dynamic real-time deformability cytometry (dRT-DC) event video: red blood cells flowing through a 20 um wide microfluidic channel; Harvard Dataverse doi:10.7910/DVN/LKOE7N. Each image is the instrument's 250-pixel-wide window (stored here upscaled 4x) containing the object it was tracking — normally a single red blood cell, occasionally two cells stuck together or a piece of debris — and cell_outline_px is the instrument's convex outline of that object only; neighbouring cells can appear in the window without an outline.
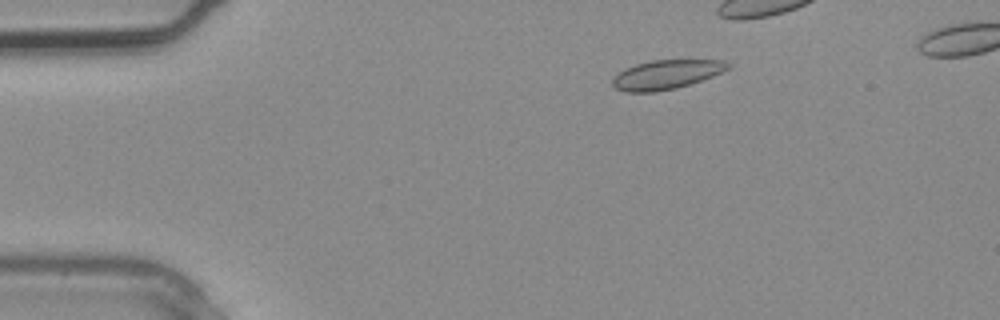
{"species": "common noctule bat (a hibernating species)", "species_latin": "Nyctalus noctula", "temperature_condition": "warm", "stored_images_in_passage": 3, "camera_frame_rate_fps": 3000, "um_per_image_px": 0.085, "animal": {"sex": "male", "body_mass_g": 20.4}, "frame": {"image": 1, "passage_image": 2, "time_ms": 0.333, "image_size_px": [1000, 320], "cell_outline_px": [[732, 64], [728, 68], [712, 76], [676, 88], [656, 92], [624, 92], [616, 88], [612, 84], [612, 76], [624, 68], [636, 64], [652, 60], [724, 60]], "centroid_in_image_um": [56.57, 6.33], "position_along_channel_um": 28.4, "area_um2": 19.59}}